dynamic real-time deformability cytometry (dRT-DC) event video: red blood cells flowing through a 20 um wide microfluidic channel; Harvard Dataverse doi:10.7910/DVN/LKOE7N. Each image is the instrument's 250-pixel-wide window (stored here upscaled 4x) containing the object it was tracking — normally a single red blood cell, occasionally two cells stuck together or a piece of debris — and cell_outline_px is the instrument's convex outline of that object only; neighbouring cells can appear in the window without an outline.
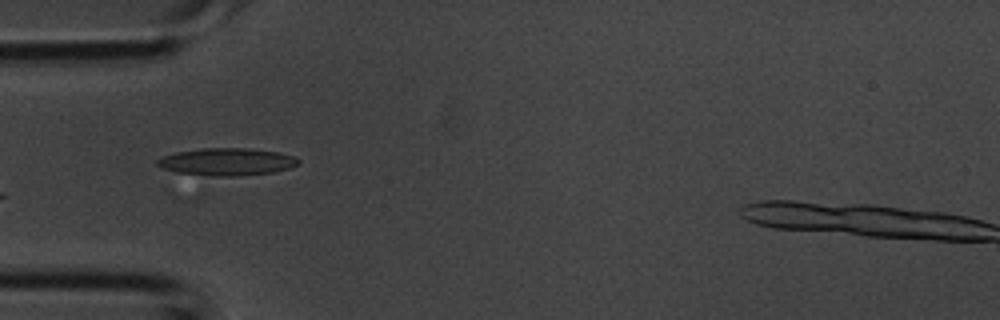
{"species": "common noctule bat (a hibernating species)", "species_latin": "Nyctalus noctula", "temperature_condition": "room temperature", "stored_images_in_passage": 3, "camera_frame_rate_fps": 3000, "um_per_image_px": 0.085, "animal": {"sex": "male", "body_mass_g": 20.1, "forearm_length_mm": 53.5}, "frame": {"image": 1, "passage_image": 3, "time_ms": 0.667, "image_size_px": [1000, 320], "cell_outline_px": [[300, 164], [276, 172], [236, 176], [212, 176], [176, 172], [164, 168], [156, 164], [156, 160], [160, 156], [176, 152], [204, 148], [248, 148], [276, 152], [292, 156], [300, 160]], "centroid_in_image_um": [19.27, 13.75], "position_along_channel_um": 65.7, "area_um2": 22.48}}